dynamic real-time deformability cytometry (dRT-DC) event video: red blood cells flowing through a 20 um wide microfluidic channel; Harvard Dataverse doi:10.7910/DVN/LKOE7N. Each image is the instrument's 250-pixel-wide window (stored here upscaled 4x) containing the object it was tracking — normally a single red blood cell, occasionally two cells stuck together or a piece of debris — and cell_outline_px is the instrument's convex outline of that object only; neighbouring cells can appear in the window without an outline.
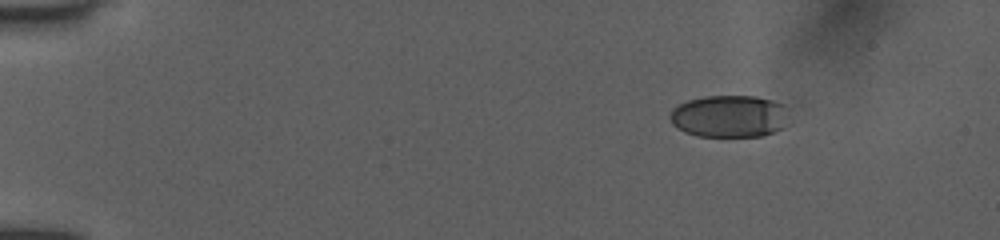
{"species": "human", "species_latin": "Homo sapiens", "temperature_condition": "room temperature", "stored_images_in_passage": 20, "camera_frame_rate_fps": 3000, "um_per_image_px": 0.085, "donor": {"sex": "female"}, "frame": {"image": 1, "passage_image": 1, "time_ms": 0.0, "image_size_px": [1000, 240], "cell_outline_px": [[784, 104], [780, 128], [764, 136], [696, 136], [684, 132], [672, 124], [672, 108], [688, 100], [704, 96], [756, 96], [772, 100]], "centroid_in_image_um": [61.9, 9.87], "position_along_channel_um": 23.1, "area_um2": 28.55}}
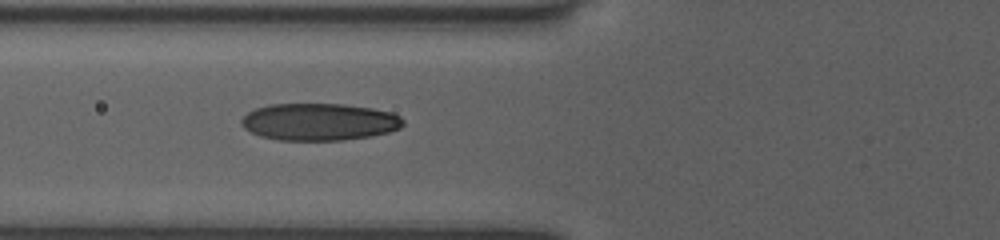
{"frame": {"image": 2, "passage_image": 12, "time_ms": 4.667, "image_size_px": [1000, 240], "cell_outline_px": [[404, 124], [400, 128], [388, 132], [372, 136], [344, 140], [276, 140], [260, 136], [244, 128], [240, 124], [240, 120], [248, 112], [256, 108], [268, 104], [344, 104], [372, 108], [392, 112], [400, 116], [404, 120]], "centroid_in_image_um": [27.14, 10.36], "position_along_channel_um": 98.7, "area_um2": 35.26}}
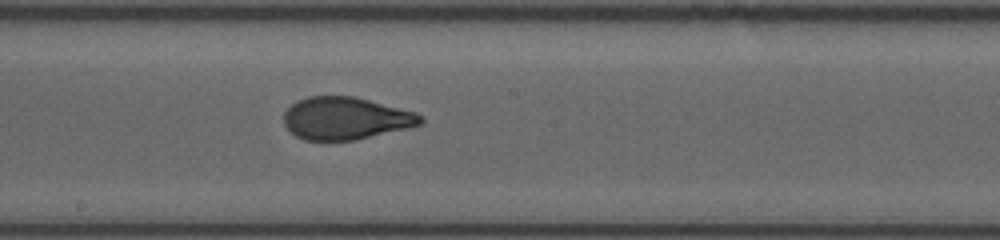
{"frame": {"image": 3, "passage_image": 20, "time_ms": 7.667, "image_size_px": [1000, 240], "cell_outline_px": [[424, 120], [420, 124], [404, 128], [352, 140], [304, 140], [296, 136], [284, 124], [284, 112], [296, 100], [308, 96], [352, 96], [416, 112]], "centroid_in_image_um": [29.32, 10.04], "position_along_channel_um": 218.9, "area_um2": 33.23}}